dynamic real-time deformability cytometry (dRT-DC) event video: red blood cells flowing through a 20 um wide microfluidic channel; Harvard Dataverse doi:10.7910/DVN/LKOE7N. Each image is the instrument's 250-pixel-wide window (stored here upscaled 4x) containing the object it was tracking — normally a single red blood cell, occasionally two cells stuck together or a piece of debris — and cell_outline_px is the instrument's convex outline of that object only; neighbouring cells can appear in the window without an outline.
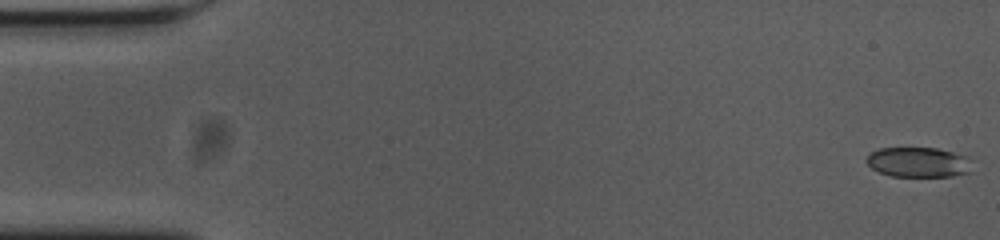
{"species": "common noctule bat (a hibernating species)", "species_latin": "Nyctalus noctula", "temperature_condition": "cold", "stored_images_in_passage": 50, "camera_frame_rate_fps": 3000, "um_per_image_px": 0.085, "animal": {"sex": "female", "body_mass_g": 23.0, "forearm_length_mm": 53.4}, "frame": {"image": 1, "passage_image": 1, "time_ms": 0.0, "image_size_px": [1000, 240], "cell_outline_px": [[972, 172], [952, 176], [892, 176], [880, 172], [872, 168], [868, 164], [868, 152], [880, 148], [936, 148], [952, 152], [964, 156]], "centroid_in_image_um": [78.01, 13.79], "position_along_channel_um": 7.0, "area_um2": 18.09}}
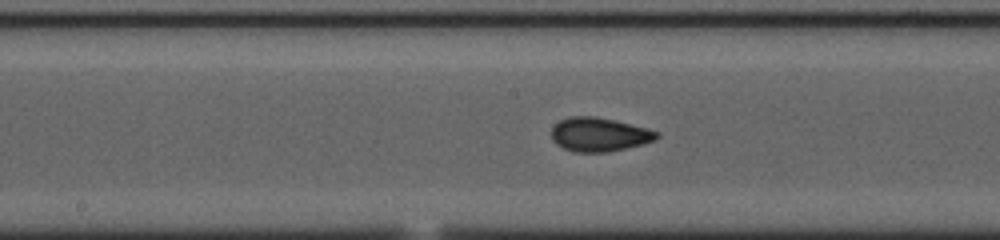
{"frame": {"image": 2, "passage_image": 28, "time_ms": 9.0, "image_size_px": [1000, 240], "cell_outline_px": [[660, 136], [656, 140], [644, 144], [608, 152], [576, 152], [564, 148], [556, 144], [552, 140], [552, 128], [560, 120], [568, 116], [596, 116], [648, 128], [660, 132]], "centroid_in_image_um": [50.96, 11.43], "position_along_channel_um": 197.2, "area_um2": 20.92}}
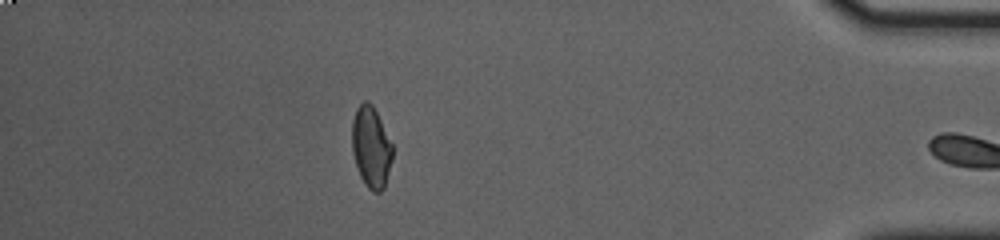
{"frame": {"image": 3, "passage_image": 49, "time_ms": 16.0, "image_size_px": [1000, 240], "cell_outline_px": [[392, 160], [384, 188], [380, 192], [372, 192], [364, 184], [360, 176], [352, 152], [352, 120], [356, 108], [364, 100], [368, 100], [372, 104], [392, 144]], "centroid_in_image_um": [31.53, 12.51], "position_along_channel_um": 403.7, "area_um2": 19.13}, "authors_computed_cell_mechanics": {"area_um2": 19.8254, "velocity_mm_per_s": 3.6532, "shape_relaxation_time_tau1_ms": 7.2976, "shape_relaxation_time_tau2_ms": 1.3393, "deformation_change_tau1": 0.162, "deformation_change_tau2": 0.0558}}